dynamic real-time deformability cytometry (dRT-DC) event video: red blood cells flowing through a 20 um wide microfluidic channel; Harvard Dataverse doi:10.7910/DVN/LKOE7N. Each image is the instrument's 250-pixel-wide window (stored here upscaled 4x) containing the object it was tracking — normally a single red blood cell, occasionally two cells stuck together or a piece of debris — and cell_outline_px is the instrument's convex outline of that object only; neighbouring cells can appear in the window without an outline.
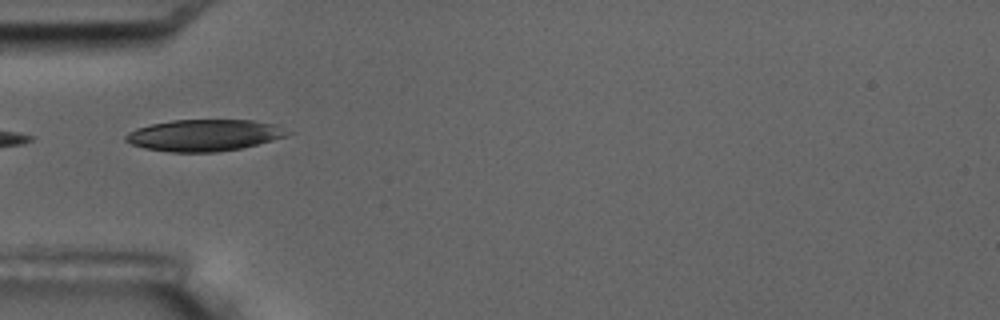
{"species": "common noctule bat (a hibernating species)", "species_latin": "Nyctalus noctula", "temperature_condition": "room temperature", "stored_images_in_passage": 4, "camera_frame_rate_fps": 3000, "um_per_image_px": 0.085, "animal": {"sex": "male", "body_mass_g": 17.5, "forearm_length_mm": 52.3}, "frame": {"image": 1, "passage_image": 3, "time_ms": 3.333, "image_size_px": [1000, 320], "cell_outline_px": [[296, 132], [288, 136], [240, 148], [216, 152], [172, 152], [144, 148], [132, 144], [124, 140], [124, 136], [128, 132], [136, 128], [152, 124], [172, 120], [252, 120], [276, 124]], "centroid_in_image_um": [17.4, 11.49], "position_along_channel_um": 67.6, "area_um2": 29.94}}